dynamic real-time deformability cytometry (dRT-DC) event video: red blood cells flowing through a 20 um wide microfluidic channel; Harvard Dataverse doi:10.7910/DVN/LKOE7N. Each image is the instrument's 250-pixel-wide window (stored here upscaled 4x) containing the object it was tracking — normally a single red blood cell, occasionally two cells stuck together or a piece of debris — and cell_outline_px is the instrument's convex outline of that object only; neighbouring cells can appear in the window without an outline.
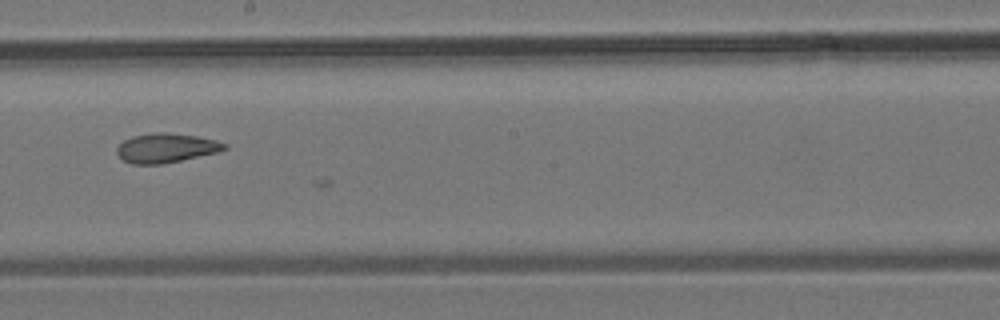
{"species": "common noctule bat (a hibernating species)", "species_latin": "Nyctalus noctula", "temperature_condition": "room temperature", "stored_images_in_passage": 20, "camera_frame_rate_fps": 3000, "um_per_image_px": 0.085, "animal": {"sex": "male", "body_mass_g": 19.2, "forearm_length_mm": 51.8}, "frame": {"image": 1, "passage_image": 13, "time_ms": 4.0, "image_size_px": [1000, 320], "cell_outline_px": [[228, 148], [220, 152], [160, 164], [132, 164], [124, 160], [116, 152], [116, 148], [124, 140], [132, 136], [156, 132], [164, 132], [196, 136], [216, 140], [228, 144]], "centroid_in_image_um": [14.14, 12.57], "position_along_channel_um": 234.1, "area_um2": 18.32}}
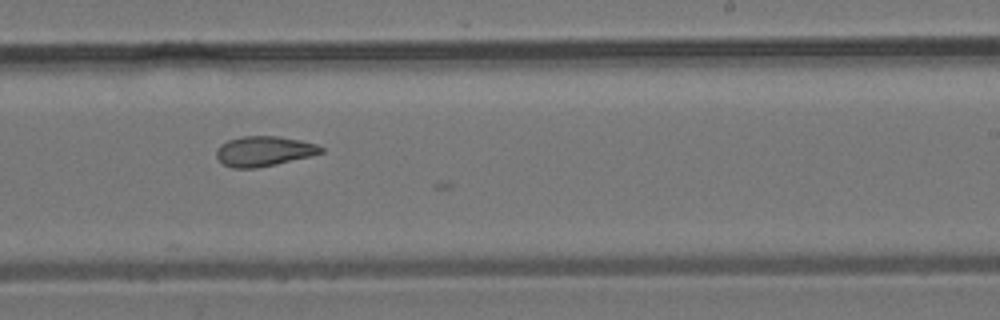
{"frame": {"image": 2, "passage_image": 15, "time_ms": 4.667, "image_size_px": [1000, 320], "cell_outline_px": [[324, 152], [312, 156], [276, 164], [256, 168], [232, 168], [224, 164], [216, 156], [216, 152], [220, 144], [228, 140], [244, 136], [280, 136], [300, 140], [316, 144], [324, 148]], "centroid_in_image_um": [22.46, 12.85], "position_along_channel_um": 266.5, "area_um2": 18.32}}
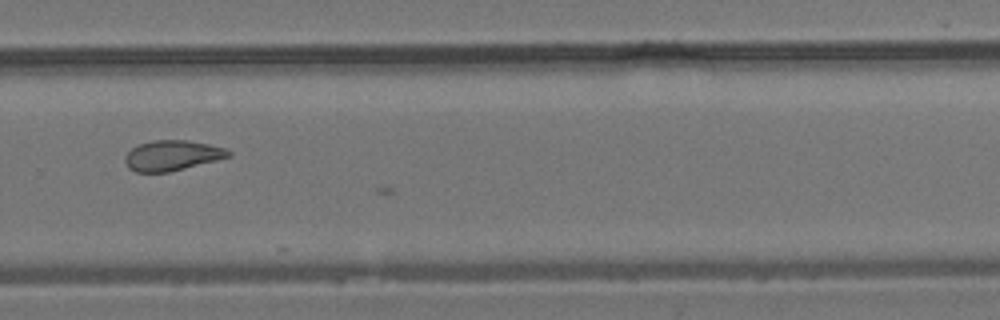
{"frame": {"image": 3, "passage_image": 18, "time_ms": 5.667, "image_size_px": [1000, 320], "cell_outline_px": [[232, 156], [168, 172], [136, 172], [128, 168], [124, 160], [124, 156], [132, 148], [140, 144], [152, 140], [188, 140], [208, 144], [224, 148], [232, 152]], "centroid_in_image_um": [14.61, 13.21], "position_along_channel_um": 315.2, "area_um2": 18.15}}